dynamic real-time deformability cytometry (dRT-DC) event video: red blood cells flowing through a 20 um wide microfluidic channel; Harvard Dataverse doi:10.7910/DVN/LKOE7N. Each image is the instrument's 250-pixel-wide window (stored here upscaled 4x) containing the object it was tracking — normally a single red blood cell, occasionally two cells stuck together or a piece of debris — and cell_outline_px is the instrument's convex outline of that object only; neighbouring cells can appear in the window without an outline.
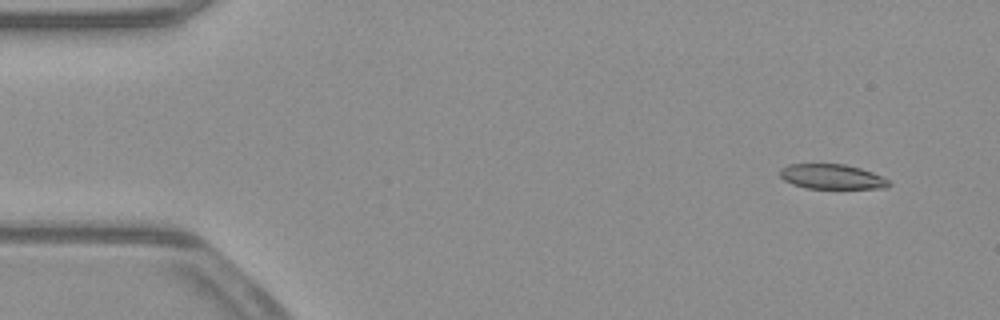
{"species": "common noctule bat (a hibernating species)", "species_latin": "Nyctalus noctula", "temperature_condition": "warm", "stored_images_in_passage": 52, "camera_frame_rate_fps": 3000, "um_per_image_px": 0.085, "animal": {"sex": "male", "body_mass_g": 23.1, "forearm_length_mm": 52.7}, "frame": {"image": 1, "passage_image": 3, "time_ms": 0.667, "image_size_px": [1000, 320], "cell_outline_px": [[892, 184], [888, 188], [804, 188], [792, 184], [784, 180], [780, 176], [780, 168], [788, 164], [844, 164], [860, 168], [872, 172], [888, 180]], "centroid_in_image_um": [70.69, 15.02], "position_along_channel_um": 14.3, "area_um2": 15.78}}
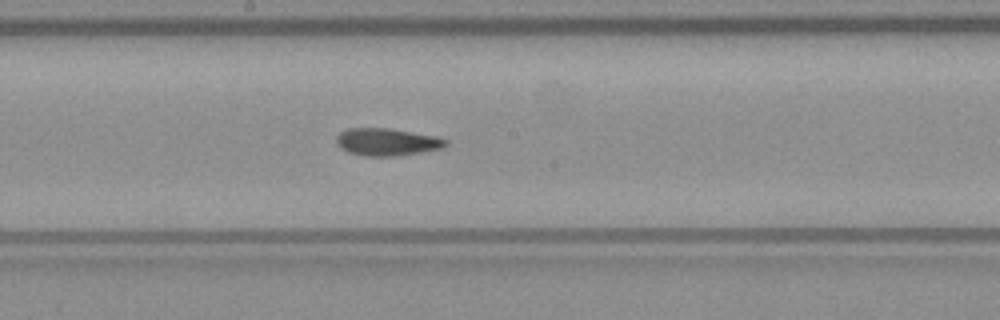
{"frame": {"image": 2, "passage_image": 27, "time_ms": 8.667, "image_size_px": [1000, 320], "cell_outline_px": [[448, 144], [444, 148], [420, 152], [392, 156], [364, 156], [348, 152], [340, 148], [336, 144], [336, 136], [340, 132], [348, 128], [388, 128], [440, 136], [448, 140]], "centroid_in_image_um": [32.91, 12.06], "position_along_channel_um": 215.3, "area_um2": 17.69}}
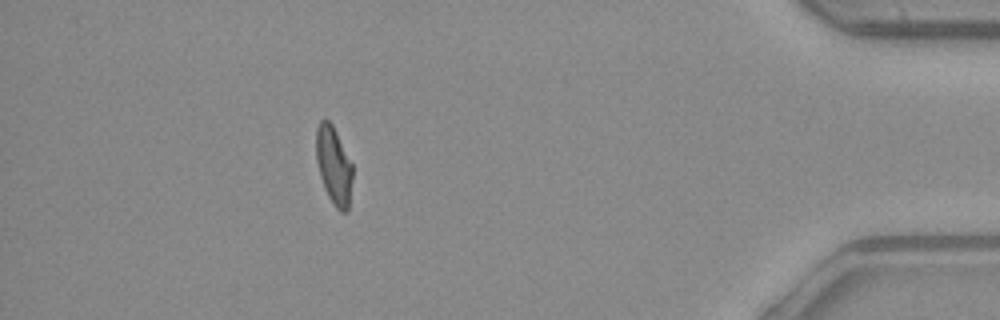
{"frame": {"image": 3, "passage_image": 46, "time_ms": 15.0, "image_size_px": [1000, 320], "cell_outline_px": [[352, 180], [348, 212], [340, 212], [336, 208], [328, 196], [324, 188], [320, 176], [316, 160], [316, 128], [320, 120], [324, 116], [332, 124], [352, 164]], "centroid_in_image_um": [28.35, 14.06], "position_along_channel_um": 406.8, "area_um2": 16.59}, "authors_computed_cell_mechanics": {"area_um2": 17.2244, "velocity_mm_per_s": 3.9204, "shape_relaxation_time_tau1_ms": null, "shape_relaxation_time_tau2_ms": 6.7416, "deformation_change_tau1": null, "deformation_change_tau2": 0.125}}